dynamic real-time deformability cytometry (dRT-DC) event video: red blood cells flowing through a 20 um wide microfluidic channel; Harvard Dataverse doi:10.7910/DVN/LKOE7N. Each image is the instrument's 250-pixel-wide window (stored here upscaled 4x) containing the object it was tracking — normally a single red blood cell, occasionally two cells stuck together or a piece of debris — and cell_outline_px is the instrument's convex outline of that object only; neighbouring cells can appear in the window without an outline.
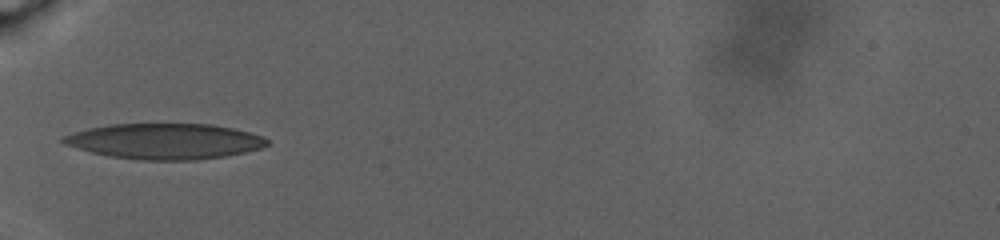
{"species": "human", "species_latin": "Homo sapiens", "temperature_condition": "warm", "stored_images_in_passage": 42, "camera_frame_rate_fps": 3000, "um_per_image_px": 0.085, "donor": {"sex": "male"}, "frame": {"image": 1, "passage_image": 1, "time_ms": 0.0, "image_size_px": [1000, 240], "cell_outline_px": [[268, 144], [260, 148], [244, 152], [224, 156], [196, 160], [140, 160], [108, 156], [92, 152], [64, 144], [60, 140], [64, 136], [72, 132], [88, 128], [108, 124], [212, 124], [232, 128], [264, 136], [268, 140]], "centroid_in_image_um": [13.99, 12.0], "position_along_channel_um": 71.0, "area_um2": 42.25}}
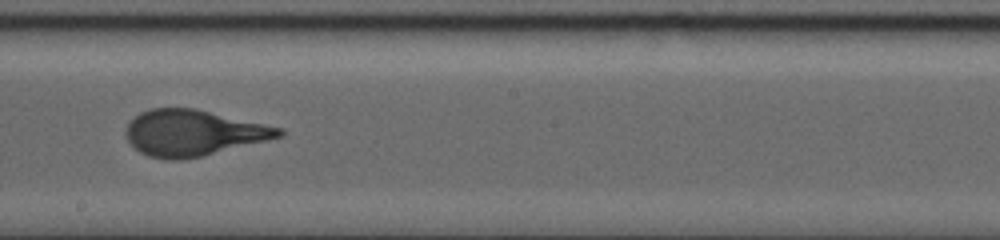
{"frame": {"image": 2, "passage_image": 14, "time_ms": 6.667, "image_size_px": [1000, 240], "cell_outline_px": [[284, 136], [200, 156], [180, 160], [164, 160], [148, 156], [140, 152], [128, 140], [124, 132], [128, 124], [140, 112], [152, 108], [196, 108], [284, 128]], "centroid_in_image_um": [16.43, 11.29], "position_along_channel_um": 231.8, "area_um2": 40.86}}
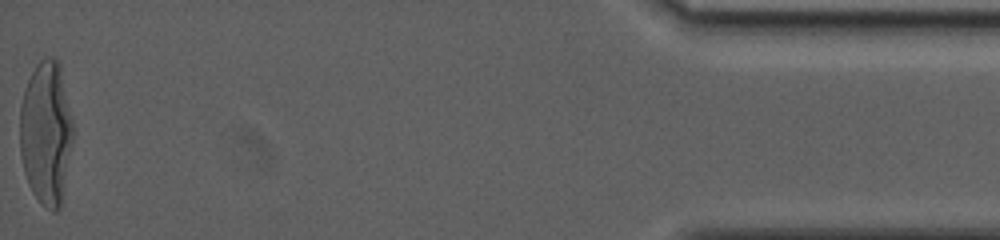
{"frame": {"image": 3, "passage_image": 42, "time_ms": 17.667, "image_size_px": [1000, 240], "cell_outline_px": [[72, 144], [60, 208], [56, 212], [52, 212], [44, 208], [40, 204], [32, 192], [28, 184], [24, 172], [20, 156], [20, 108], [24, 88], [36, 64], [44, 56], [52, 56], [60, 64], [72, 120]], "centroid_in_image_um": [3.9, 11.31], "position_along_channel_um": 431.3, "area_um2": 44.74}, "authors_computed_cell_mechanics": {"area_um2": 40.8068, "velocity_mm_per_s": 2.4986, "shape_relaxation_time_tau1_ms": 8.3888, "shape_relaxation_time_tau2_ms": null, "deformation_change_tau1": 0.2936, "deformation_change_tau2": null}}